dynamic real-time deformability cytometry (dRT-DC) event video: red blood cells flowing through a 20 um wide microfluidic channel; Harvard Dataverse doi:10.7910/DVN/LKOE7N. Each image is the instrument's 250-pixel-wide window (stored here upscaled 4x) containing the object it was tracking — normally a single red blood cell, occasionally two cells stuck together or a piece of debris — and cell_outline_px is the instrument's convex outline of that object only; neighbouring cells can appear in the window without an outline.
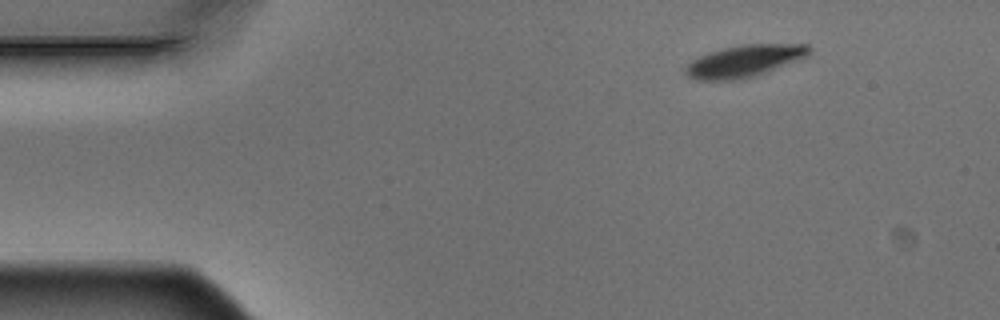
{"species": "Egyptian fruit bat (a non-hibernating species)", "species_latin": "Rousettus aegyptiacus", "temperature_condition": "warm", "stored_images_in_passage": 10, "camera_frame_rate_fps": 3000, "um_per_image_px": 0.085, "animal": {"sex": "male"}, "frame": {"image": 1, "passage_image": 1, "time_ms": 0.0, "image_size_px": [1000, 320], "cell_outline_px": [[812, 52], [804, 56], [752, 76], [732, 80], [696, 80], [688, 76], [688, 64], [692, 60], [708, 52], [724, 48], [744, 44], [808, 44], [812, 48]], "centroid_in_image_um": [63.25, 5.16], "position_along_channel_um": 21.8, "area_um2": 22.14}}
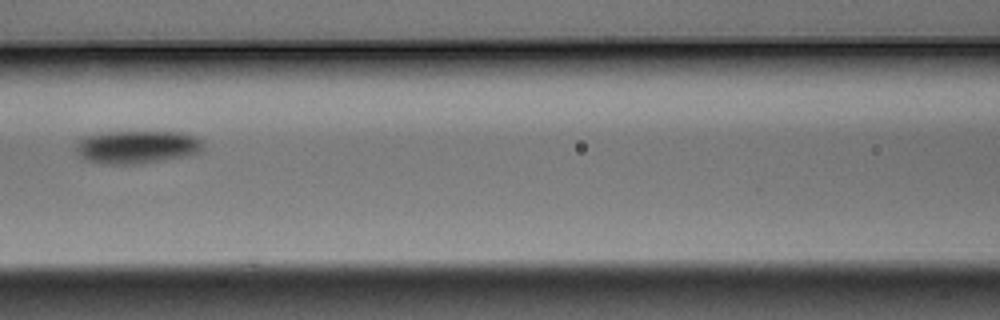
{"frame": {"image": 2, "passage_image": 6, "time_ms": 1.667, "image_size_px": [1000, 320], "cell_outline_px": [[204, 148], [200, 152], [192, 156], [140, 164], [104, 164], [88, 160], [80, 156], [76, 148], [76, 144], [84, 136], [104, 132], [184, 132], [200, 140], [204, 144]], "centroid_in_image_um": [11.7, 12.5], "position_along_channel_um": 154.9, "area_um2": 24.68}}
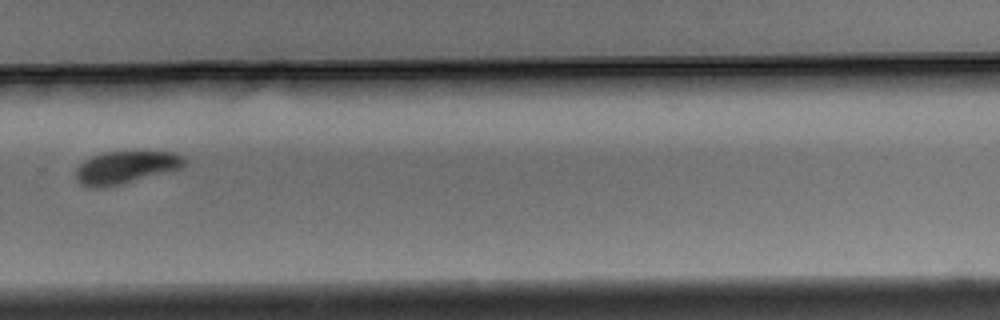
{"frame": {"image": 3, "passage_image": 10, "time_ms": 3.0, "image_size_px": [1000, 320], "cell_outline_px": [[188, 160], [184, 168], [104, 188], [92, 188], [80, 184], [76, 180], [76, 168], [84, 160], [92, 156], [104, 152], [136, 148], [140, 148], [176, 152], [184, 156]], "centroid_in_image_um": [10.77, 14.16], "position_along_channel_um": 319.0, "area_um2": 21.91}}